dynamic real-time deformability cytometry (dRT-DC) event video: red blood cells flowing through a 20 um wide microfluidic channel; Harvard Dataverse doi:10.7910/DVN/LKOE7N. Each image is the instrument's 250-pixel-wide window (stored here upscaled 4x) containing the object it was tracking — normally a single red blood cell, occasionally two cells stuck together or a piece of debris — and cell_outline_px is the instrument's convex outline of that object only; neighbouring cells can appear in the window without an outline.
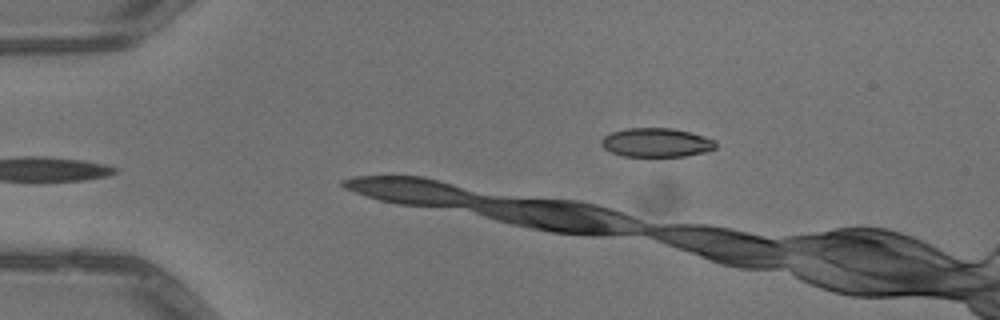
{"species": "common noctule bat (a hibernating species)", "species_latin": "Nyctalus noctula", "temperature_condition": "warm", "stored_images_in_passage": 2, "camera_frame_rate_fps": 3000, "um_per_image_px": 0.085, "animal": {"sex": "male", "body_mass_g": 13.3}, "frame": {"image": 1, "passage_image": 2, "time_ms": 0.333, "image_size_px": [1000, 320], "cell_outline_px": [[716, 148], [704, 152], [684, 156], [624, 156], [612, 152], [604, 148], [600, 144], [600, 140], [604, 136], [612, 132], [624, 128], [672, 128], [704, 136], [716, 140]], "centroid_in_image_um": [55.78, 12.11], "position_along_channel_um": 29.2, "area_um2": 19.25}}